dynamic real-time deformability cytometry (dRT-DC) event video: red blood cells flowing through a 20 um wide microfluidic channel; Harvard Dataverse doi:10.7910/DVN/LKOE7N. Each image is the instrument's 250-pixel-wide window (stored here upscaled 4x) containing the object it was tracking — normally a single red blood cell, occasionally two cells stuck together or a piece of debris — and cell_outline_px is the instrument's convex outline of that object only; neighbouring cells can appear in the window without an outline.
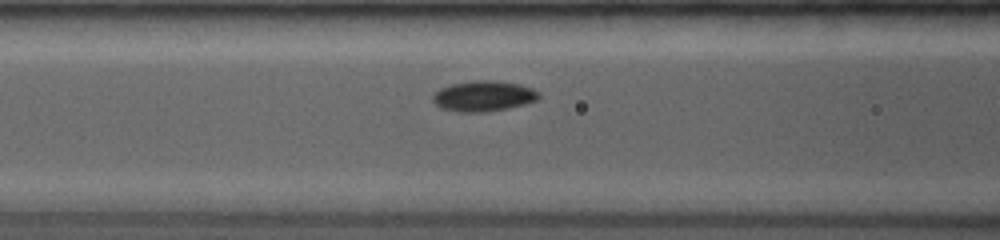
{"species": "common noctule bat (a hibernating species)", "species_latin": "Nyctalus noctula", "temperature_condition": "room temperature", "stored_images_in_passage": 24, "camera_frame_rate_fps": 4000, "um_per_image_px": 0.085, "animal": {"sex": "female", "body_mass_g": 19.0, "forearm_length_mm": 53.3}, "frame": {"image": 1, "passage_image": 5, "time_ms": 1.25, "image_size_px": [1000, 240], "cell_outline_px": [[540, 96], [536, 100], [528, 104], [488, 112], [456, 112], [440, 108], [432, 100], [432, 96], [440, 88], [452, 84], [484, 80], [516, 84], [540, 92]], "centroid_in_image_um": [41.08, 8.2], "position_along_channel_um": 125.5, "area_um2": 18.61}}
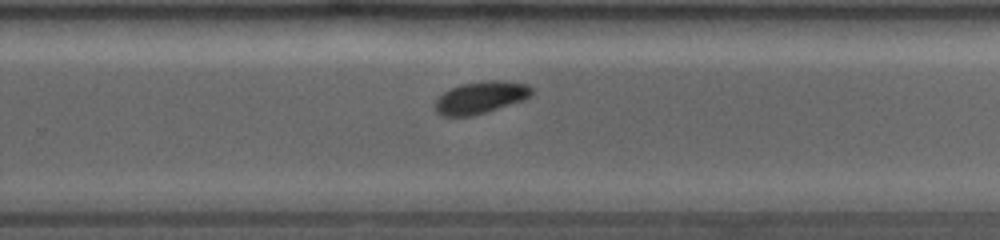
{"frame": {"image": 2, "passage_image": 17, "time_ms": 5.25, "image_size_px": [1000, 240], "cell_outline_px": [[532, 92], [524, 100], [472, 116], [440, 116], [432, 108], [436, 100], [444, 92], [452, 88], [464, 84], [488, 80], [496, 80], [528, 84], [532, 88]], "centroid_in_image_um": [40.81, 8.3], "position_along_channel_um": 289.0, "area_um2": 17.92}}
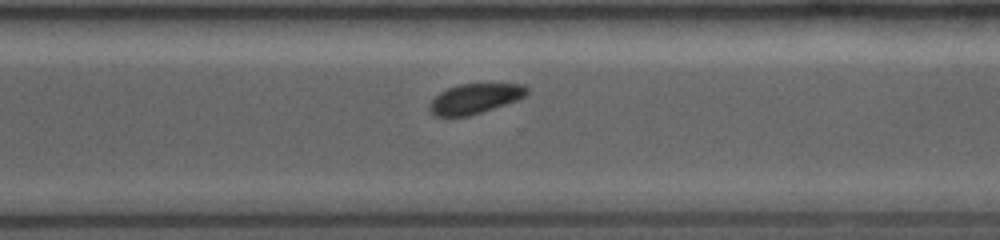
{"frame": {"image": 3, "passage_image": 20, "time_ms": 6.25, "image_size_px": [1000, 240], "cell_outline_px": [[528, 92], [524, 96], [516, 100], [468, 116], [432, 116], [428, 112], [428, 108], [432, 100], [440, 92], [448, 88], [460, 84], [524, 84], [528, 88]], "centroid_in_image_um": [40.32, 8.38], "position_along_channel_um": 330.3, "area_um2": 16.76}}